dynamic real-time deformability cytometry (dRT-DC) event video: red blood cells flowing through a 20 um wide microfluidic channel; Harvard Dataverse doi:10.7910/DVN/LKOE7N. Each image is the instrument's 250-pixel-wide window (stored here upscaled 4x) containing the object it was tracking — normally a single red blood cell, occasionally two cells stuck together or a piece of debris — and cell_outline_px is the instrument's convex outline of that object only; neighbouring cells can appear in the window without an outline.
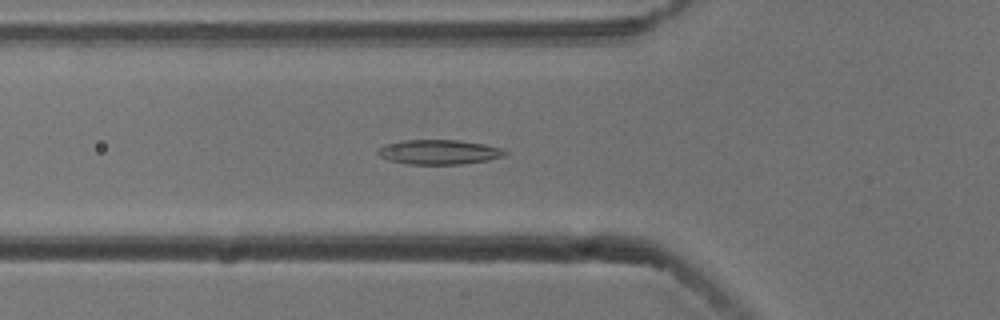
{"species": "common noctule bat (a hibernating species)", "species_latin": "Nyctalus noctula", "temperature_condition": "cold", "stored_images_in_passage": 48, "camera_frame_rate_fps": 3000, "um_per_image_px": 0.085, "animal": {"sex": "male", "body_mass_g": 13.3}, "frame": {"image": 1, "passage_image": 19, "time_ms": 6.0, "image_size_px": [1000, 320], "cell_outline_px": [[508, 152], [504, 156], [488, 160], [460, 164], [408, 164], [388, 160], [380, 156], [376, 152], [384, 144], [400, 140], [456, 140], [484, 144], [504, 148]], "centroid_in_image_um": [37.31, 12.92], "position_along_channel_um": 88.5, "area_um2": 18.32}}
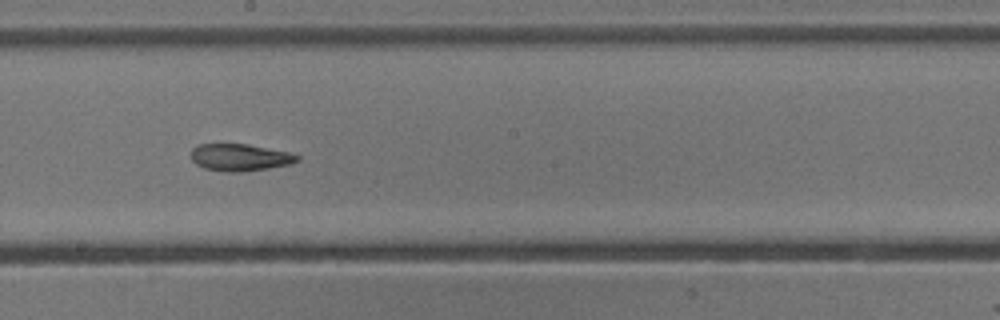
{"frame": {"image": 2, "passage_image": 30, "time_ms": 9.667, "image_size_px": [1000, 320], "cell_outline_px": [[300, 160], [292, 164], [268, 168], [240, 172], [224, 172], [204, 168], [196, 164], [192, 160], [192, 148], [196, 144], [248, 144], [292, 152], [300, 156]], "centroid_in_image_um": [20.43, 13.37], "position_along_channel_um": 227.8, "area_um2": 16.99}}
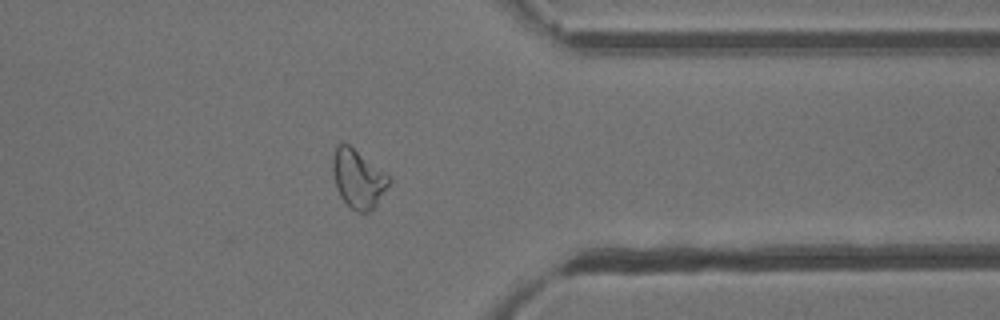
{"frame": {"image": 3, "passage_image": 43, "time_ms": 14.0, "image_size_px": [1000, 320], "cell_outline_px": [[392, 180], [376, 204], [368, 212], [356, 212], [340, 196], [336, 188], [332, 172], [332, 156], [336, 144], [340, 140], [348, 144], [392, 176]], "centroid_in_image_um": [30.43, 15.14], "position_along_channel_um": 381.0, "area_um2": 19.42}, "authors_computed_cell_mechanics": {"area_um2": 18.3226, "velocity_mm_per_s": 3.7714, "shape_relaxation_time_tau1_ms": 9.5027, "shape_relaxation_time_tau2_ms": 3.2523, "deformation_change_tau1": 0.2066, "deformation_change_tau2": 0.1093}}